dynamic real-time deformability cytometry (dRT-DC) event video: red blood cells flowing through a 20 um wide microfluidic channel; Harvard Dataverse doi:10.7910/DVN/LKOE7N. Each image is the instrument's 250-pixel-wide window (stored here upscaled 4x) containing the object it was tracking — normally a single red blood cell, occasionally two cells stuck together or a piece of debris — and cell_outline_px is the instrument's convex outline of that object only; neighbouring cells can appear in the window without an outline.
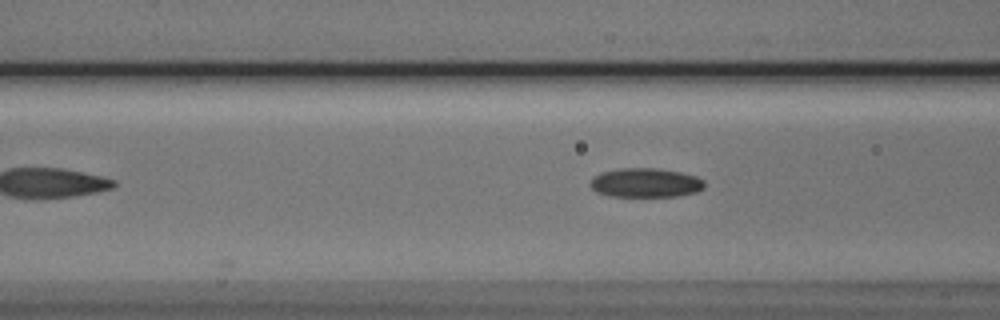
{"species": "Egyptian fruit bat (a non-hibernating species)", "species_latin": "Rousettus aegyptiacus", "temperature_condition": "cold", "stored_images_in_passage": 4, "camera_frame_rate_fps": 3000, "um_per_image_px": 0.085, "animal": {"sex": "male"}, "frame": {"image": 1, "passage_image": 4, "time_ms": 3.667, "image_size_px": [1000, 320], "cell_outline_px": [[704, 188], [696, 192], [676, 196], [608, 196], [596, 192], [588, 184], [600, 172], [620, 168], [660, 168], [680, 172], [696, 176], [704, 180]], "centroid_in_image_um": [54.87, 15.53], "position_along_channel_um": 111.7, "area_um2": 19.48}}